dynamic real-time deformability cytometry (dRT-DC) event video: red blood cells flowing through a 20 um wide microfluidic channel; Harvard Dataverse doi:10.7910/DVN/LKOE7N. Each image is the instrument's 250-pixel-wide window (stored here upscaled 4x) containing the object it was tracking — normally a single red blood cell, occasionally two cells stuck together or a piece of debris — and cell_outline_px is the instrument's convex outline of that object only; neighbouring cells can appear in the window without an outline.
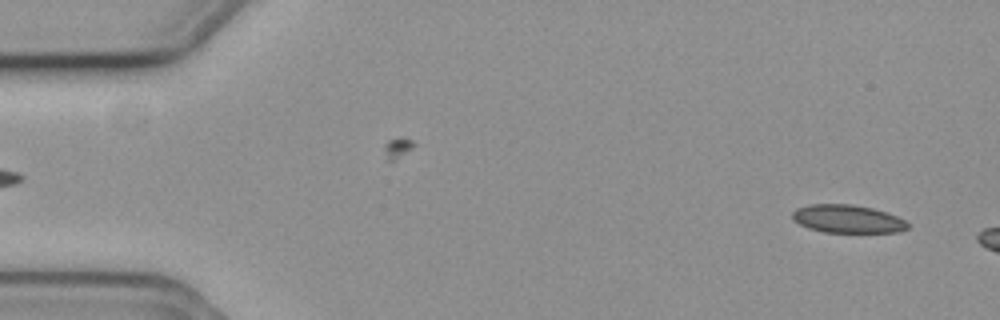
{"species": "common noctule bat (a hibernating species)", "species_latin": "Nyctalus noctula", "temperature_condition": "cold", "stored_images_in_passage": 9, "camera_frame_rate_fps": 3000, "um_per_image_px": 0.085, "animal": {"sex": "female", "body_mass_g": 19.3, "forearm_length_mm": 54.1}, "frame": {"image": 1, "passage_image": 3, "time_ms": 0.667, "image_size_px": [1000, 320], "cell_outline_px": [[908, 228], [900, 232], [824, 232], [808, 228], [792, 220], [792, 212], [796, 208], [808, 204], [852, 204], [872, 208], [896, 216], [904, 220], [908, 224]], "centroid_in_image_um": [72.0, 18.6], "position_along_channel_um": 13.0, "area_um2": 18.84}}